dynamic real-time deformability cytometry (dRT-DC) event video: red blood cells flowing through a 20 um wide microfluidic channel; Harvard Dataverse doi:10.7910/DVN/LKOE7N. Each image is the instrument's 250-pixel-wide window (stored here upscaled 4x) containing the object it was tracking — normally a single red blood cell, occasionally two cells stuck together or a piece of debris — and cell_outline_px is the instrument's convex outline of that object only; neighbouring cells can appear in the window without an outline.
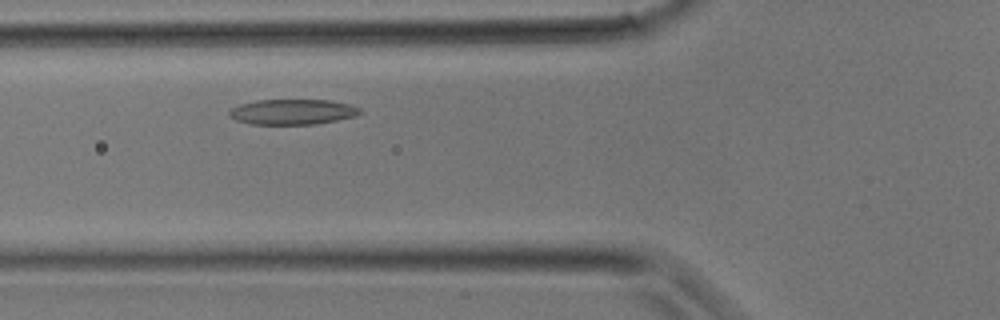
{"species": "common noctule bat (a hibernating species)", "species_latin": "Nyctalus noctula", "temperature_condition": "room temperature", "stored_images_in_passage": 15, "camera_frame_rate_fps": 3000, "um_per_image_px": 0.085, "animal": {"sex": "male", "body_mass_g": 17.9}, "frame": {"image": 1, "passage_image": 5, "time_ms": 1.333, "image_size_px": [1000, 320], "cell_outline_px": [[360, 112], [356, 116], [316, 124], [252, 124], [236, 120], [228, 116], [228, 112], [232, 108], [240, 104], [256, 100], [328, 100], [348, 104], [360, 108]], "centroid_in_image_um": [24.83, 9.51], "position_along_channel_um": 101.0, "area_um2": 19.19}}
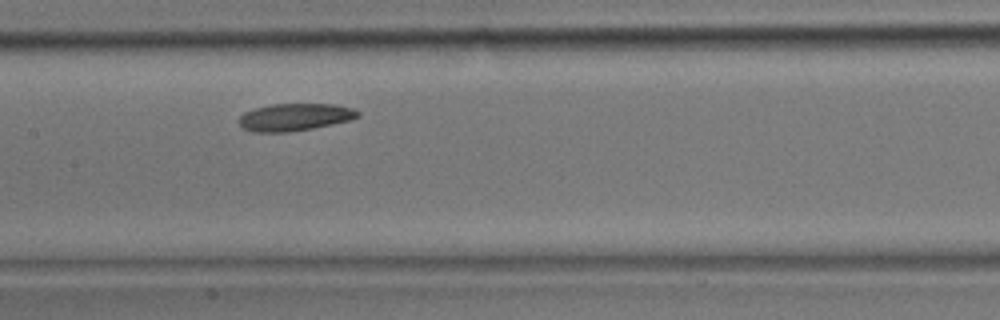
{"frame": {"image": 2, "passage_image": 9, "time_ms": 2.667, "image_size_px": [1000, 320], "cell_outline_px": [[360, 116], [352, 120], [312, 128], [288, 132], [252, 132], [244, 128], [236, 120], [244, 112], [256, 108], [272, 104], [336, 104], [352, 108], [360, 112]], "centroid_in_image_um": [25.06, 9.95], "position_along_channel_um": 182.3, "area_um2": 19.02}}
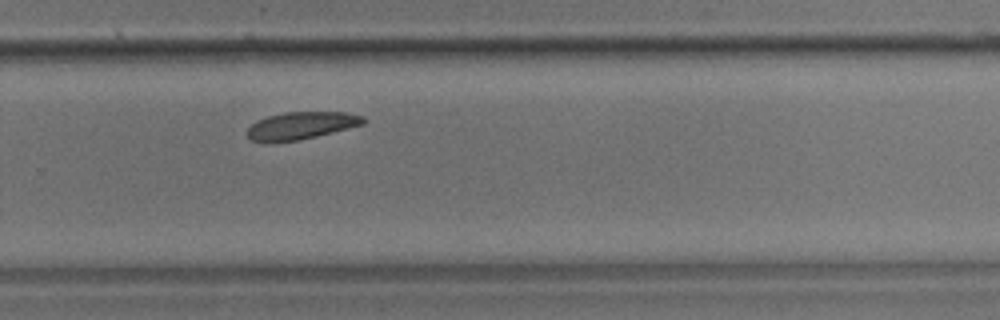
{"frame": {"image": 3, "passage_image": 15, "time_ms": 4.667, "image_size_px": [1000, 320], "cell_outline_px": [[368, 120], [364, 124], [300, 140], [268, 144], [264, 144], [252, 140], [248, 136], [248, 128], [256, 120], [268, 116], [284, 112], [348, 112], [364, 116]], "centroid_in_image_um": [25.59, 10.69], "position_along_channel_um": 304.2, "area_um2": 18.9}}